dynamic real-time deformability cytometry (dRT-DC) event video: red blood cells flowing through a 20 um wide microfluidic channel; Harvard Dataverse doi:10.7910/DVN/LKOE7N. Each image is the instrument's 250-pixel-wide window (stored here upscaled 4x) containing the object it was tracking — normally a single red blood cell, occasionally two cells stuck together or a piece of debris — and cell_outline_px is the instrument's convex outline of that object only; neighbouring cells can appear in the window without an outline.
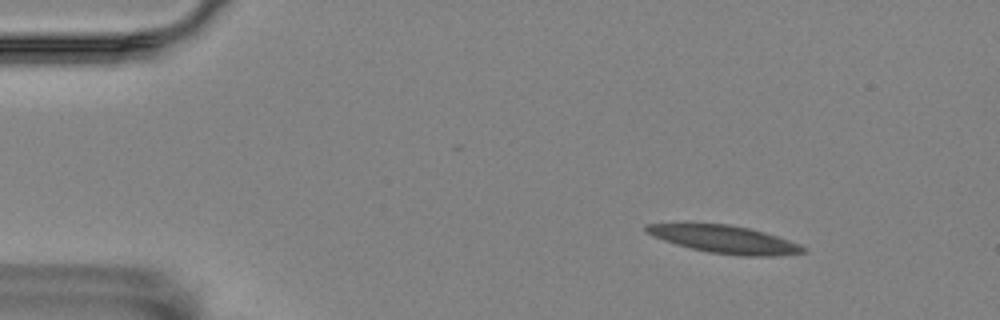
{"species": "Egyptian fruit bat (a non-hibernating species)", "species_latin": "Rousettus aegyptiacus", "temperature_condition": "room temperature", "stored_images_in_passage": 20, "camera_frame_rate_fps": 3000, "um_per_image_px": 0.085, "animal": {"sex": "female"}, "frame": {"image": 1, "passage_image": 1, "time_ms": 0.0, "image_size_px": [1000, 320], "cell_outline_px": [[808, 252], [772, 256], [740, 256], [708, 252], [676, 244], [652, 236], [644, 232], [644, 224], [728, 224], [752, 228], [800, 244], [808, 248]], "centroid_in_image_um": [61.62, 20.35], "position_along_channel_um": 23.4, "area_um2": 25.26}}
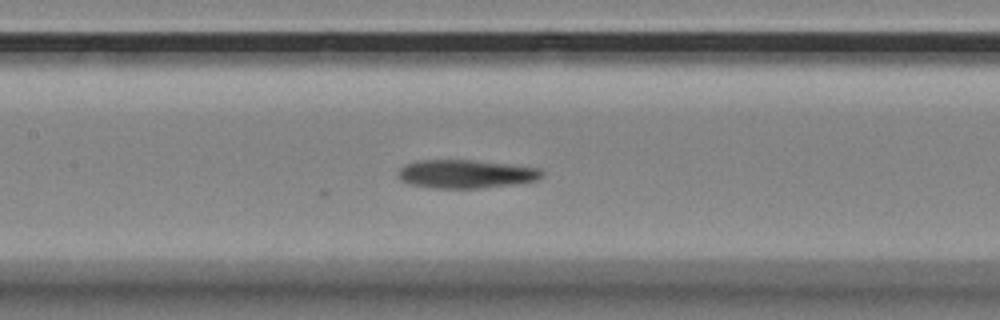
{"frame": {"image": 2, "passage_image": 20, "time_ms": 6.333, "image_size_px": [1000, 320], "cell_outline_px": [[544, 176], [536, 180], [516, 184], [480, 188], [432, 188], [408, 184], [400, 180], [396, 176], [396, 172], [404, 164], [416, 160], [472, 160], [508, 164], [540, 168], [544, 172]], "centroid_in_image_um": [39.55, 14.79], "position_along_channel_um": 167.8, "area_um2": 24.16}}